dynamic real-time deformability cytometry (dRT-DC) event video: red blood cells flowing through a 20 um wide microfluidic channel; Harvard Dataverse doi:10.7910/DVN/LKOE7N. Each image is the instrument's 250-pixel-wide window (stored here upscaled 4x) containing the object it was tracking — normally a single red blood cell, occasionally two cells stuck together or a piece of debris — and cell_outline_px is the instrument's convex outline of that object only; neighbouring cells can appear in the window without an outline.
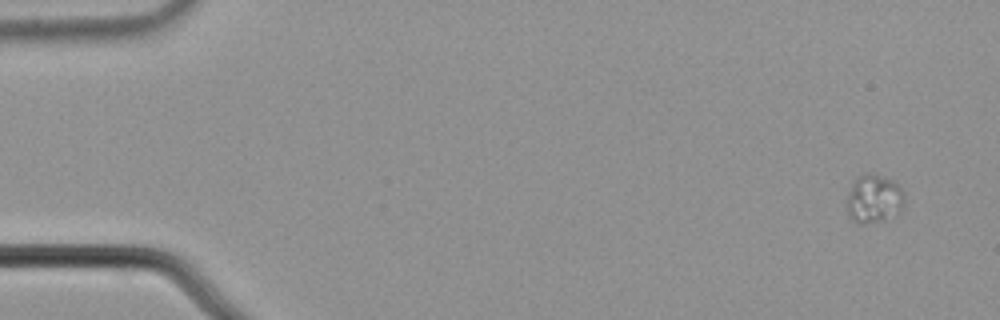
{"species": "common noctule bat (a hibernating species)", "species_latin": "Nyctalus noctula", "temperature_condition": "cold", "stored_images_in_passage": 4, "camera_frame_rate_fps": 3000, "um_per_image_px": 0.085, "animal": {"sex": "male", "body_mass_g": 21.5, "forearm_length_mm": 52.0}, "frame": {"image": 1, "passage_image": 1, "time_ms": 0.0, "image_size_px": [1000, 320], "cell_outline_px": [[904, 200], [900, 208], [896, 212], [880, 220], [852, 220], [848, 216], [848, 192], [852, 180], [856, 176], [876, 176], [892, 180], [900, 188], [904, 196]], "centroid_in_image_um": [74.24, 16.85], "position_along_channel_um": 10.8, "area_um2": 15.03}}
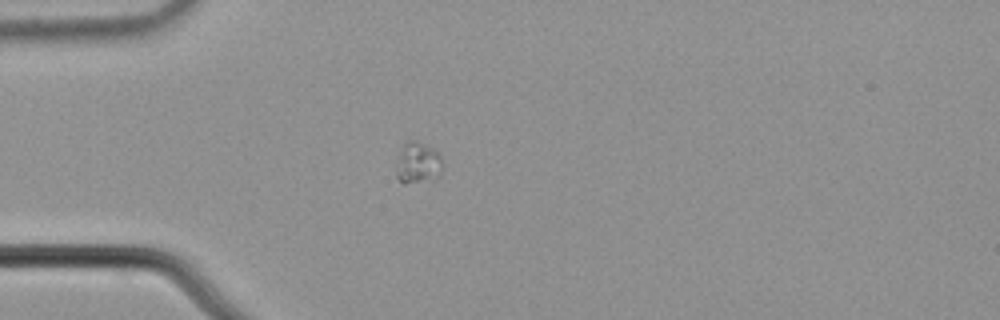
{"frame": {"image": 2, "passage_image": 4, "time_ms": 1.0, "image_size_px": [1000, 320], "cell_outline_px": [[440, 176], [436, 180], [404, 184], [396, 176], [396, 172], [400, 156], [404, 144], [408, 140], [416, 140], [432, 148], [440, 156]], "centroid_in_image_um": [35.53, 13.89], "position_along_channel_um": 49.5, "area_um2": 10.92}}